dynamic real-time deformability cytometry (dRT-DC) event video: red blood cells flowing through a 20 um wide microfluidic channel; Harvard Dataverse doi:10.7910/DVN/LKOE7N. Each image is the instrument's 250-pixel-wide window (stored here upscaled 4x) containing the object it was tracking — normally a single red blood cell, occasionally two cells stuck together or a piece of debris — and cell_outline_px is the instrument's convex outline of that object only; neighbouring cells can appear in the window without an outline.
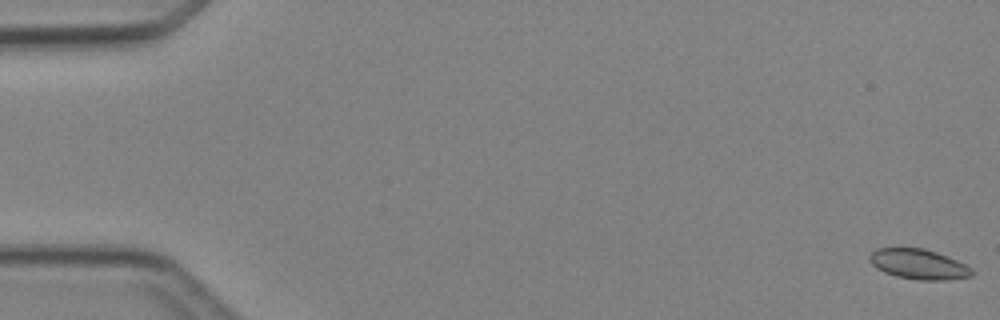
{"species": "Egyptian fruit bat (a non-hibernating species)", "species_latin": "Rousettus aegyptiacus", "temperature_condition": "cold", "stored_images_in_passage": 4, "camera_frame_rate_fps": 3000, "um_per_image_px": 0.085, "animal": {"sex": "female"}, "frame": {"image": 1, "passage_image": 1, "time_ms": 0.0, "image_size_px": [1000, 320], "cell_outline_px": [[972, 276], [948, 280], [916, 280], [896, 276], [884, 272], [876, 268], [868, 260], [868, 256], [876, 248], [924, 248], [948, 256], [972, 268]], "centroid_in_image_um": [78.06, 22.46], "position_along_channel_um": 6.9, "area_um2": 18.03}}